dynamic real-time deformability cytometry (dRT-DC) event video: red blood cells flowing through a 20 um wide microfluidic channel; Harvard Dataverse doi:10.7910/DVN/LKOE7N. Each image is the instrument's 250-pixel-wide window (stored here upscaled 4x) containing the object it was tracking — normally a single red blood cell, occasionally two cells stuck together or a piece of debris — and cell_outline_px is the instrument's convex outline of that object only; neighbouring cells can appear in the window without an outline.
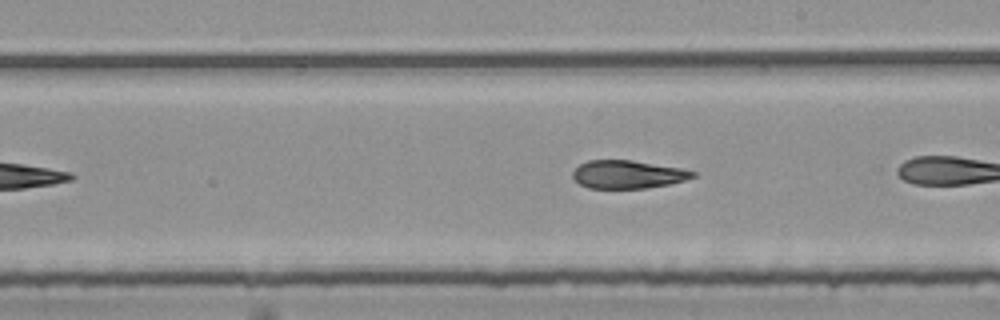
{"species": "common noctule bat (a hibernating species)", "species_latin": "Nyctalus noctula", "temperature_condition": "room temperature", "stored_images_in_passage": 21, "camera_frame_rate_fps": 3000, "um_per_image_px": 0.085, "animal": {"sex": "female", "body_mass_g": 25.1}, "frame": {"image": 1, "passage_image": 10, "time_ms": 3.0, "image_size_px": [1000, 320], "cell_outline_px": [[696, 176], [684, 180], [668, 184], [644, 188], [588, 188], [580, 184], [572, 176], [572, 172], [580, 164], [588, 160], [632, 160], [680, 168], [696, 172]], "centroid_in_image_um": [53.34, 14.82], "position_along_channel_um": 235.7, "area_um2": 19.48}}